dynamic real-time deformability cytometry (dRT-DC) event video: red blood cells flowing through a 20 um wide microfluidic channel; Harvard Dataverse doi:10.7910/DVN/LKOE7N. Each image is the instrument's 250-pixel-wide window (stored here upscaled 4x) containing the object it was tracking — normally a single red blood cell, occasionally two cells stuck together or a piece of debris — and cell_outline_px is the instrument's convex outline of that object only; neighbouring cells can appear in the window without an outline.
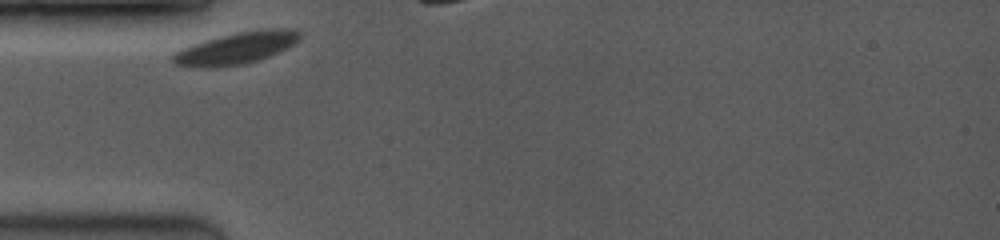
{"species": "common noctule bat (a hibernating species)", "species_latin": "Nyctalus noctula", "temperature_condition": "room temperature", "stored_images_in_passage": 2, "camera_frame_rate_fps": 3500, "um_per_image_px": 0.085, "animal": {"sex": "female", "body_mass_g": 19.0, "forearm_length_mm": 53.3}, "frame": {"image": 1, "passage_image": 1, "time_ms": 0.0, "image_size_px": [1000, 240], "cell_outline_px": [[300, 36], [292, 44], [268, 56], [244, 64], [216, 68], [200, 68], [176, 64], [172, 60], [172, 56], [180, 48], [204, 40], [236, 32], [272, 28], [296, 28], [300, 32]], "centroid_in_image_um": [20.03, 4.09], "position_along_channel_um": 65.0, "area_um2": 23.35}}